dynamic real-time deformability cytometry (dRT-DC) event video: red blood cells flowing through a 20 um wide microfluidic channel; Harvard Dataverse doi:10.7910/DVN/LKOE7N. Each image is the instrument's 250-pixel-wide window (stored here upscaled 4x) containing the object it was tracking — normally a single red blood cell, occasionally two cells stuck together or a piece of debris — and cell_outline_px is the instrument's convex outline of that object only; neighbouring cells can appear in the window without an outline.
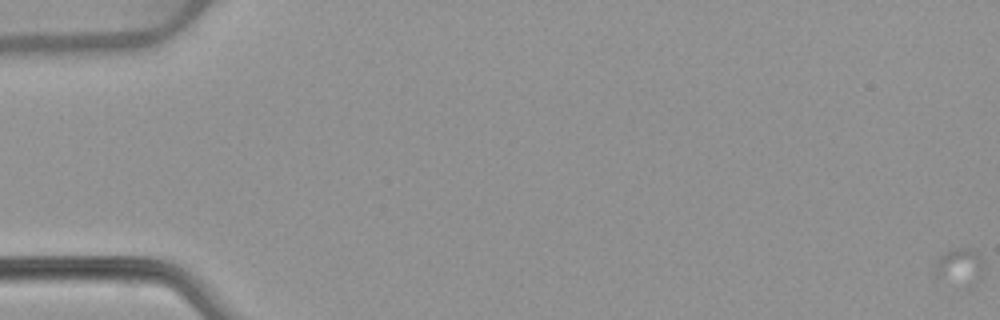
{"species": "common noctule bat (a hibernating species)", "species_latin": "Nyctalus noctula", "temperature_condition": "warm", "stored_images_in_passage": 1, "camera_frame_rate_fps": 3000, "um_per_image_px": 0.085, "animal": {"sex": "female", "body_mass_g": 22.7, "forearm_length_mm": 54.2}, "frame": {"image": 1, "passage_image": 1, "time_ms": 0.0, "image_size_px": [1000, 320], "cell_outline_px": [[984, 268], [980, 280], [972, 288], [968, 288], [936, 276], [932, 272], [936, 260], [944, 252], [956, 248], [976, 248], [984, 260]], "centroid_in_image_um": [81.63, 22.67], "position_along_channel_um": 3.4, "area_um2": 11.1}}